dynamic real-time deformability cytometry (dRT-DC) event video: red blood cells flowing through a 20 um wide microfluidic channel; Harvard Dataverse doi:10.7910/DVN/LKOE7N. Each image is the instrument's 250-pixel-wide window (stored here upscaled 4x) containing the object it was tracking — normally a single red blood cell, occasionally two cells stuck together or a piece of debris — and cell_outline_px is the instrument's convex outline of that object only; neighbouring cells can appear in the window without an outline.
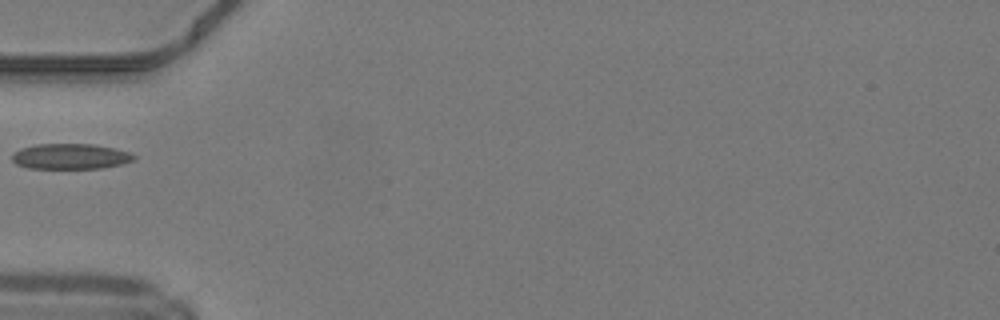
{"species": "common noctule bat (a hibernating species)", "species_latin": "Nyctalus noctula", "temperature_condition": "warm", "stored_images_in_passage": 23, "camera_frame_rate_fps": 3000, "um_per_image_px": 0.085, "animal": {"sex": "male", "body_mass_g": 19.2, "forearm_length_mm": 51.8}, "frame": {"image": 1, "passage_image": 1, "time_ms": 0.0, "image_size_px": [1000, 320], "cell_outline_px": [[136, 160], [124, 164], [100, 168], [28, 168], [16, 164], [12, 160], [12, 156], [20, 148], [36, 144], [92, 144], [112, 148], [128, 152], [136, 156]], "centroid_in_image_um": [6.0, 13.3], "position_along_channel_um": 79.0, "area_um2": 18.03}}
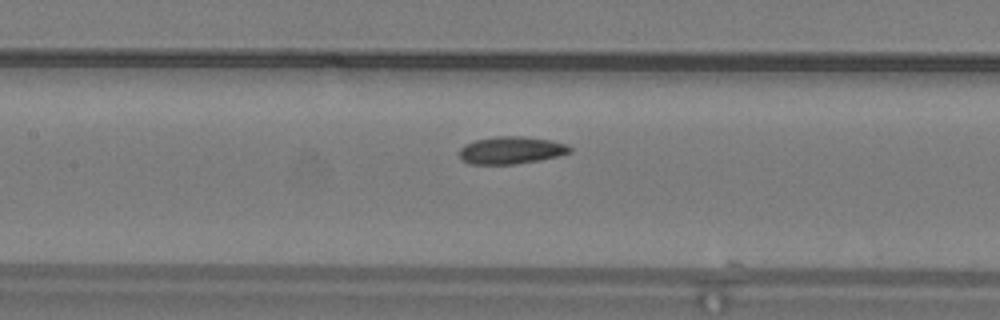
{"frame": {"image": 2, "passage_image": 7, "time_ms": 2.0, "image_size_px": [1000, 320], "cell_outline_px": [[572, 152], [560, 156], [540, 160], [516, 164], [468, 164], [460, 160], [460, 148], [464, 144], [476, 140], [496, 136], [520, 136], [552, 140], [568, 144], [572, 148]], "centroid_in_image_um": [43.47, 12.77], "position_along_channel_um": 163.9, "area_um2": 17.92}}